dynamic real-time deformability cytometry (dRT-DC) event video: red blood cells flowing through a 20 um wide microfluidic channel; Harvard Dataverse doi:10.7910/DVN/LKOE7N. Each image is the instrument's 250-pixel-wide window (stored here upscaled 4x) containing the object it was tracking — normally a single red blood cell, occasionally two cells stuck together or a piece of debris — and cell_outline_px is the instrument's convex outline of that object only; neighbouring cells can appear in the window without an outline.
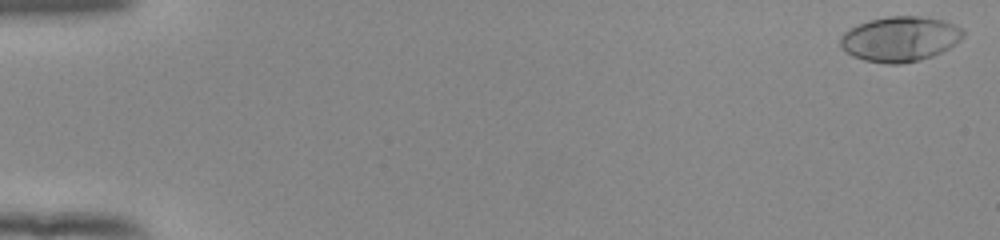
{"species": "human", "species_latin": "Homo sapiens", "temperature_condition": "room temperature", "stored_images_in_passage": 53, "camera_frame_rate_fps": 3000, "um_per_image_px": 0.085, "donor": {"sex": "female"}, "frame": {"image": 1, "passage_image": 1, "time_ms": 0.0, "image_size_px": [1000, 240], "cell_outline_px": [[964, 36], [956, 44], [932, 56], [920, 60], [900, 64], [888, 64], [864, 60], [852, 56], [844, 52], [840, 48], [840, 36], [848, 28], [868, 20], [888, 16], [920, 16], [944, 20], [964, 28]], "centroid_in_image_um": [76.48, 3.31], "position_along_channel_um": 8.5, "area_um2": 32.66}}
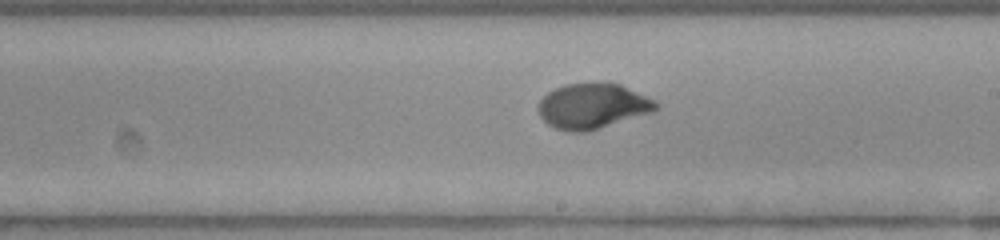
{"frame": {"image": 2, "passage_image": 32, "time_ms": 10.333, "image_size_px": [1000, 240], "cell_outline_px": [[660, 108], [652, 112], [588, 132], [568, 132], [556, 128], [548, 124], [540, 116], [540, 100], [548, 92], [564, 84], [620, 84], [656, 100], [660, 104]], "centroid_in_image_um": [50.42, 9.04], "position_along_channel_um": 238.6, "area_um2": 30.75}}
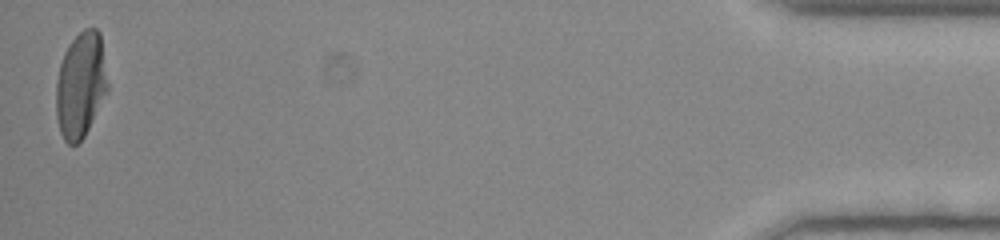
{"frame": {"image": 3, "passage_image": 53, "time_ms": 17.333, "image_size_px": [1000, 240], "cell_outline_px": [[108, 92], [84, 136], [76, 144], [68, 144], [64, 140], [60, 132], [56, 116], [56, 80], [60, 64], [64, 52], [68, 44], [84, 28], [96, 28], [100, 32], [108, 84]], "centroid_in_image_um": [6.85, 7.22], "position_along_channel_um": 428.3, "area_um2": 31.85}, "authors_computed_cell_mechanics": {"area_um2": 30.923, "velocity_mm_per_s": 3.9169, "shape_relaxation_time_tau1_ms": 3.7113, "shape_relaxation_time_tau2_ms": null, "deformation_change_tau1": 0.2052, "deformation_change_tau2": null}}